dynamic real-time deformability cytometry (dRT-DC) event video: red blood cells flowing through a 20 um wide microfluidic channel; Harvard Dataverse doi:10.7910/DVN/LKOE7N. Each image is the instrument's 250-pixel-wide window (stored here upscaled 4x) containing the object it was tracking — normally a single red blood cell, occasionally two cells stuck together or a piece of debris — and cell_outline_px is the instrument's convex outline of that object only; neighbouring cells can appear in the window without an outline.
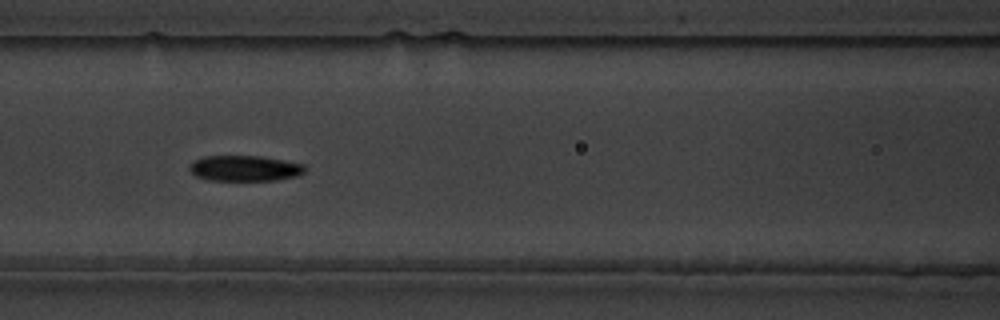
{"species": "common noctule bat (a hibernating species)", "species_latin": "Nyctalus noctula", "temperature_condition": "warm", "stored_images_in_passage": 46, "camera_frame_rate_fps": 3000, "um_per_image_px": 0.085, "animal": {"sex": "male", "body_mass_g": 19.5, "forearm_length_mm": 54.6}, "frame": {"image": 1, "passage_image": 19, "time_ms": 6.0, "image_size_px": [1000, 320], "cell_outline_px": [[304, 172], [296, 176], [276, 180], [208, 180], [196, 176], [188, 168], [192, 160], [204, 156], [260, 156], [284, 160], [304, 164]], "centroid_in_image_um": [20.76, 14.3], "position_along_channel_um": 145.8, "area_um2": 17.22}}
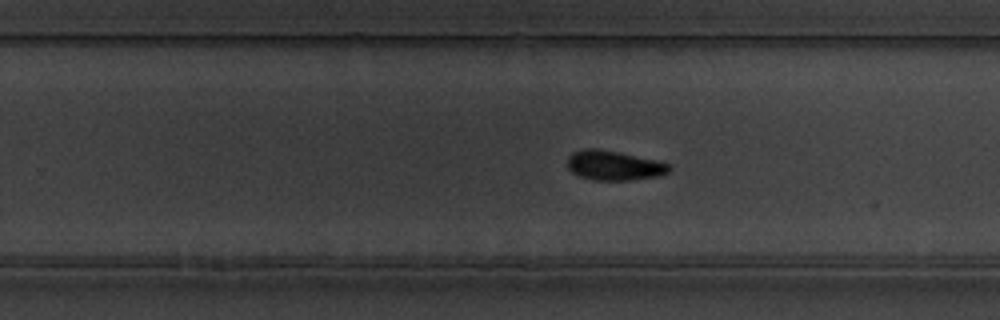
{"frame": {"image": 2, "passage_image": 30, "time_ms": 9.667, "image_size_px": [1000, 320], "cell_outline_px": [[672, 168], [668, 172], [660, 176], [632, 180], [592, 180], [580, 176], [572, 172], [568, 168], [568, 156], [572, 152], [584, 148], [596, 148], [656, 160], [668, 164]], "centroid_in_image_um": [52.17, 14.07], "position_along_channel_um": 277.6, "area_um2": 17.51}}
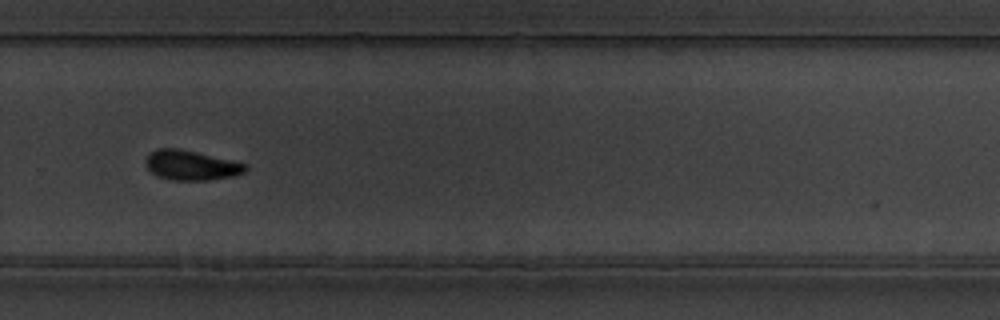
{"frame": {"image": 3, "passage_image": 33, "time_ms": 10.667, "image_size_px": [1000, 320], "cell_outline_px": [[248, 168], [244, 172], [232, 176], [208, 180], [172, 180], [156, 176], [144, 164], [144, 160], [156, 148], [180, 148], [232, 160], [248, 164]], "centroid_in_image_um": [16.24, 14.04], "position_along_channel_um": 313.6, "area_um2": 17.4}, "authors_computed_cell_mechanics": {"area_um2": 17.2244, "velocity_mm_per_s": 3.6059, "shape_relaxation_time_tau1_ms": 3.8613, "shape_relaxation_time_tau2_ms": 6.2708, "deformation_change_tau1": 0.1891, "deformation_change_tau2": 0.1119}}